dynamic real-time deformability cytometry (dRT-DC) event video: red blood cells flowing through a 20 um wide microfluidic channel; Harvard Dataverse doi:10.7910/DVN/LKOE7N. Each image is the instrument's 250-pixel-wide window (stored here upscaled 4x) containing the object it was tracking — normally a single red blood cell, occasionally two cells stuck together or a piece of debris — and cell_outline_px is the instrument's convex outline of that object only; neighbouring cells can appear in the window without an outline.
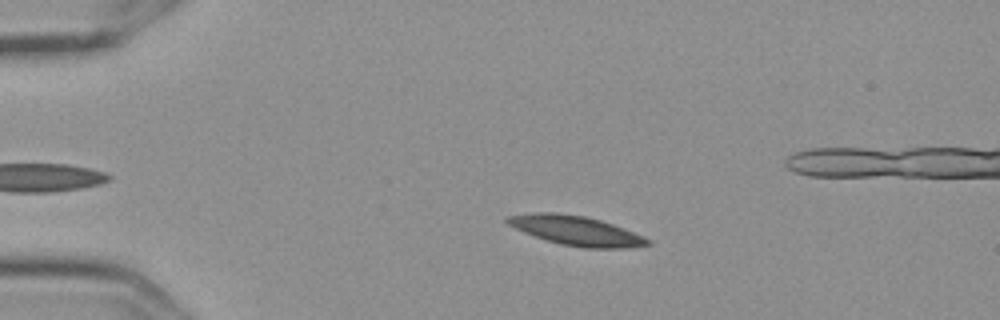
{"species": "Egyptian fruit bat (a non-hibernating species)", "species_latin": "Rousettus aegyptiacus", "temperature_condition": "cold", "stored_images_in_passage": 50, "camera_frame_rate_fps": 3000, "um_per_image_px": 0.085, "frame": {"image": 1, "passage_image": 12, "time_ms": 3.667, "image_size_px": [1000, 320], "cell_outline_px": [[652, 244], [624, 248], [584, 248], [560, 244], [524, 232], [508, 224], [504, 220], [504, 216], [532, 212], [556, 212], [584, 216], [600, 220], [612, 224], [644, 236], [652, 240]], "centroid_in_image_um": [48.96, 19.59], "position_along_channel_um": 36.0, "area_um2": 24.04}}
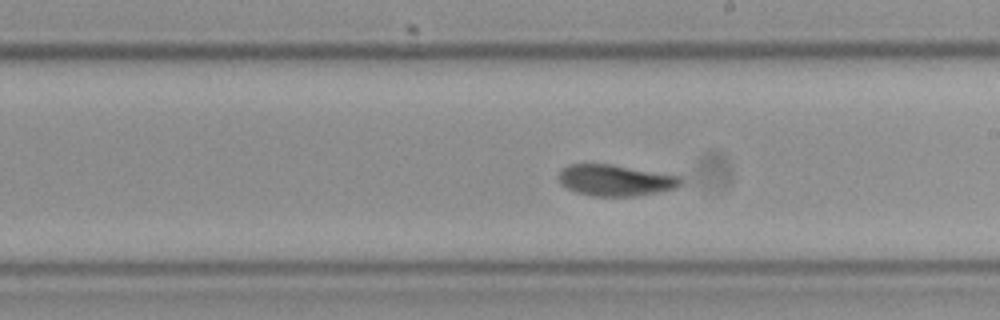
{"frame": {"image": 2, "passage_image": 33, "time_ms": 10.667, "image_size_px": [1000, 320], "cell_outline_px": [[684, 184], [676, 188], [660, 192], [636, 196], [592, 196], [576, 192], [560, 184], [560, 168], [568, 164], [612, 164], [680, 176], [684, 180]], "centroid_in_image_um": [52.35, 15.32], "position_along_channel_um": 236.7, "area_um2": 22.43}}
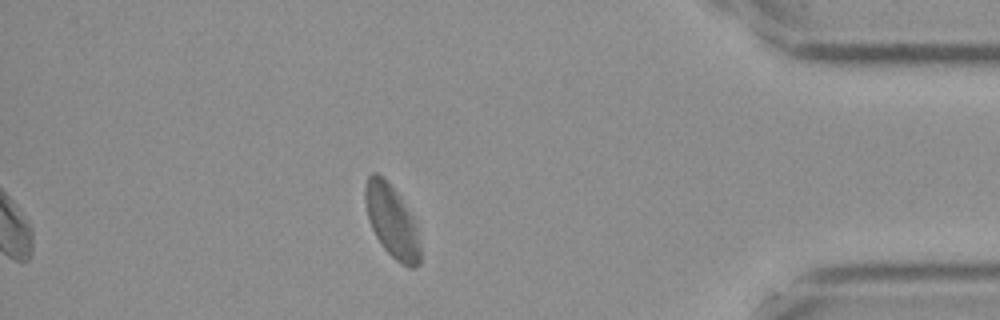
{"frame": {"image": 3, "passage_image": 50, "time_ms": 16.333, "image_size_px": [1000, 320], "cell_outline_px": [[420, 264], [416, 268], [408, 268], [400, 264], [384, 248], [376, 236], [372, 228], [368, 216], [364, 200], [364, 188], [368, 176], [372, 172], [376, 172], [392, 188], [416, 224], [420, 244]], "centroid_in_image_um": [33.3, 18.87], "position_along_channel_um": 401.9, "area_um2": 22.72}, "authors_computed_cell_mechanics": {"area_um2": 23.0622, "velocity_mm_per_s": 3.5384, "shape_relaxation_time_tau1_ms": 3.8994, "shape_relaxation_time_tau2_ms": 2.7863, "deformation_change_tau1": 0.11, "deformation_change_tau2": 0.0742}}